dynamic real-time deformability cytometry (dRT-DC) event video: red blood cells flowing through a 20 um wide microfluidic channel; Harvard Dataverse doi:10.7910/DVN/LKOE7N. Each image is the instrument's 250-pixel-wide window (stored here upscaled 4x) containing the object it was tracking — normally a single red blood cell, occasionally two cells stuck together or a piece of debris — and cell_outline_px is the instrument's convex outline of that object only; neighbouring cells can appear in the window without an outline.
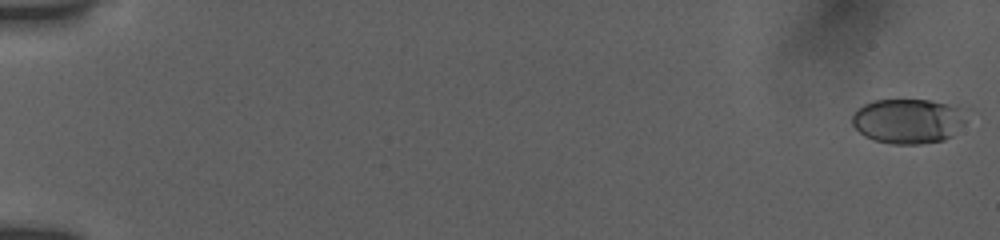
{"species": "human", "species_latin": "Homo sapiens", "temperature_condition": "room temperature", "stored_images_in_passage": 17, "camera_frame_rate_fps": 3000, "um_per_image_px": 0.085, "donor": {"sex": "female"}, "frame": {"image": 1, "passage_image": 1, "time_ms": 0.0, "image_size_px": [1000, 240], "cell_outline_px": [[972, 108], [964, 120], [952, 136], [944, 140], [920, 144], [888, 144], [872, 140], [864, 136], [852, 124], [852, 116], [864, 104], [872, 100], [932, 100], [956, 104]], "centroid_in_image_um": [77.27, 10.27], "position_along_channel_um": 7.7, "area_um2": 30.52}}
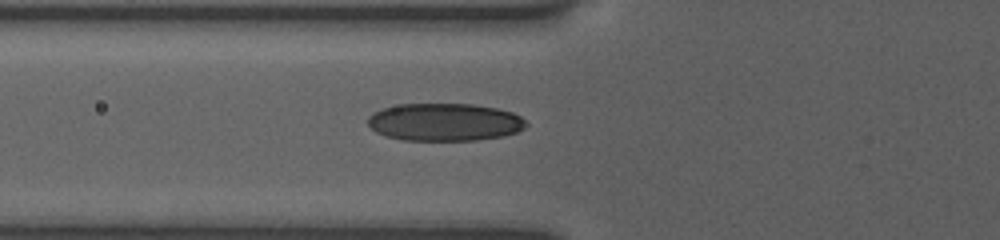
{"frame": {"image": 2, "passage_image": 12, "time_ms": 7.0, "image_size_px": [1000, 240], "cell_outline_px": [[528, 124], [524, 128], [516, 132], [504, 136], [476, 140], [404, 140], [388, 136], [376, 132], [368, 124], [368, 116], [372, 112], [384, 108], [400, 104], [472, 104], [496, 108], [512, 112], [520, 116]], "centroid_in_image_um": [37.8, 10.37], "position_along_channel_um": 88.0, "area_um2": 34.68}}
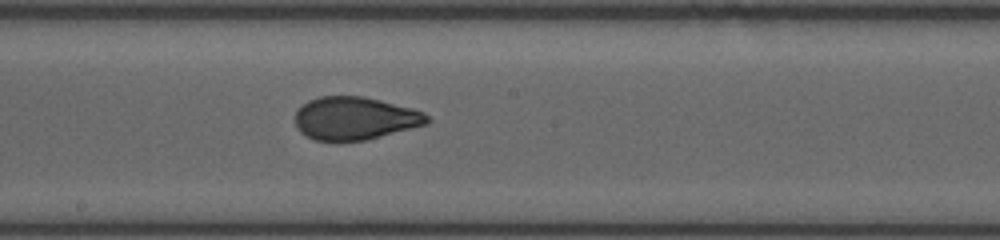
{"frame": {"image": 3, "passage_image": 17, "time_ms": 10.333, "image_size_px": [1000, 240], "cell_outline_px": [[432, 120], [428, 124], [368, 140], [316, 140], [304, 136], [296, 128], [296, 108], [308, 100], [320, 96], [364, 96], [412, 108], [424, 112]], "centroid_in_image_um": [30.17, 10.05], "position_along_channel_um": 218.0, "area_um2": 33.29}}